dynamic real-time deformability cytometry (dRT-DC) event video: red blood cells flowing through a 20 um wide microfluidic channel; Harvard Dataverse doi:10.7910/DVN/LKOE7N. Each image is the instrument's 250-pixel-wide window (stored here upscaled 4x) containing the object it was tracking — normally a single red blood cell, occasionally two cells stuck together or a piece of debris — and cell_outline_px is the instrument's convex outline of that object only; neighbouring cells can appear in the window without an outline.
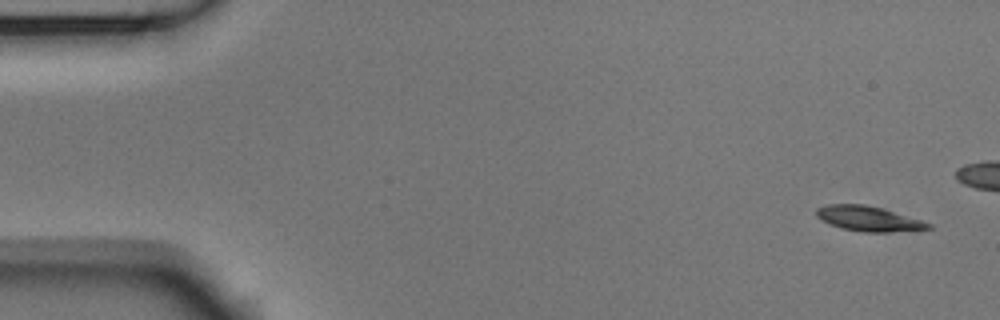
{"species": "Egyptian fruit bat (a non-hibernating species)", "species_latin": "Rousettus aegyptiacus", "temperature_condition": "room temperature", "stored_images_in_passage": 10, "camera_frame_rate_fps": 3000, "um_per_image_px": 0.085, "animal": {"sex": "male"}, "frame": {"image": 1, "passage_image": 1, "time_ms": 0.0, "image_size_px": [1000, 320], "cell_outline_px": [[932, 228], [888, 232], [864, 232], [844, 228], [832, 224], [816, 216], [816, 208], [828, 204], [864, 204], [880, 208], [920, 220], [932, 224]], "centroid_in_image_um": [73.8, 18.58], "position_along_channel_um": 11.2, "area_um2": 15.78}}
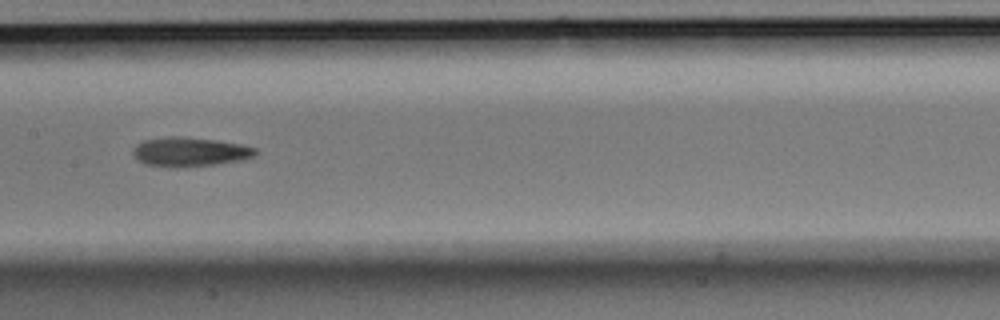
{"frame": {"image": 2, "passage_image": 9, "time_ms": 2.667, "image_size_px": [1000, 320], "cell_outline_px": [[256, 156], [240, 160], [216, 164], [184, 168], [168, 168], [144, 164], [132, 152], [132, 148], [136, 144], [144, 140], [168, 136], [172, 136], [216, 140], [240, 144], [256, 148]], "centroid_in_image_um": [16.11, 12.92], "position_along_channel_um": 191.3, "area_um2": 20.98}}
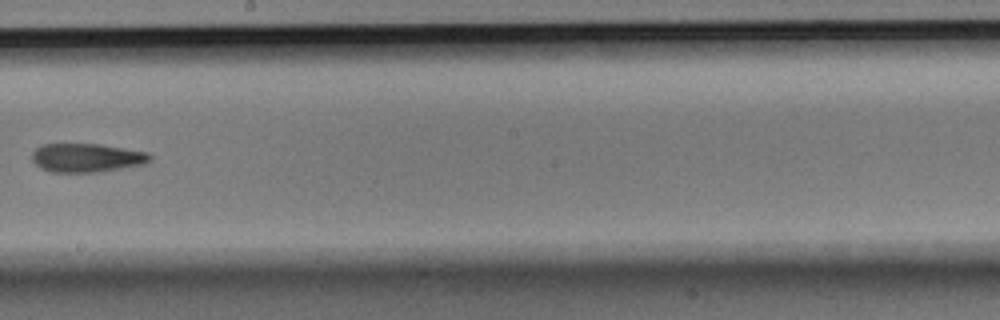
{"frame": {"image": 3, "passage_image": 10, "time_ms": 3.0, "image_size_px": [1000, 320], "cell_outline_px": [[152, 160], [144, 164], [96, 172], [52, 172], [40, 168], [32, 160], [32, 152], [36, 148], [44, 144], [100, 144], [148, 152], [152, 156]], "centroid_in_image_um": [7.37, 13.4], "position_along_channel_um": 240.8, "area_um2": 19.71}}